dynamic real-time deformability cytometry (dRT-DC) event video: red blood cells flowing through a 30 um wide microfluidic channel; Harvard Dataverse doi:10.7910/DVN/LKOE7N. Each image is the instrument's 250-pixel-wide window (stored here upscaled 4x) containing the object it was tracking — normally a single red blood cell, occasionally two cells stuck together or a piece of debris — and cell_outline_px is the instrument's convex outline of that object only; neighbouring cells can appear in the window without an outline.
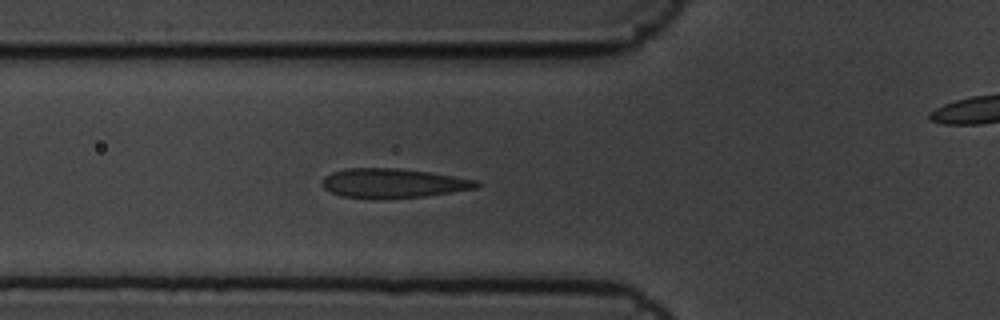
{"species": "common noctule bat (a hibernating species)", "species_latin": "Nyctalus noctula", "temperature_condition": "cold", "stored_images_in_passage": 7, "segment_of_instrument_passage": [1, 2], "camera_frame_rate_fps": 3000, "um_per_image_px": 0.085, "animal": {"sex": "male", "body_mass_g": 19.5, "forearm_length_mm": 54.6}, "frame": {"image": 1, "passage_image": 6, "time_ms": 1.667, "image_size_px": [1000, 320], "cell_outline_px": [[480, 184], [476, 188], [452, 192], [424, 196], [388, 200], [372, 200], [340, 196], [324, 188], [320, 184], [324, 176], [332, 172], [344, 168], [396, 168], [428, 172], [476, 180]], "centroid_in_image_um": [33.33, 15.6], "position_along_channel_um": 92.5, "area_um2": 26.82}}